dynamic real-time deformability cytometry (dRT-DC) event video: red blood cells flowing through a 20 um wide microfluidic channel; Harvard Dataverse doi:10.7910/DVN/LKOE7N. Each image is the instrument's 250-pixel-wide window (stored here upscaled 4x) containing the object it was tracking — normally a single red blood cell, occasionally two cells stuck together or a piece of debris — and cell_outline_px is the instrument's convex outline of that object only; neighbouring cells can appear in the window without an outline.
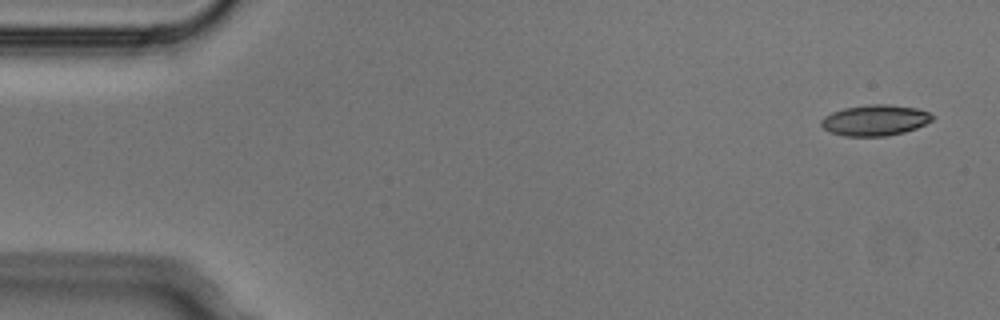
{"species": "Egyptian fruit bat (a non-hibernating species)", "species_latin": "Rousettus aegyptiacus", "temperature_condition": "cold", "stored_images_in_passage": 4, "camera_frame_rate_fps": 3000, "um_per_image_px": 0.085, "animal": {"sex": "male"}, "frame": {"image": 1, "passage_image": 1, "time_ms": 0.0, "image_size_px": [1000, 320], "cell_outline_px": [[936, 116], [932, 120], [916, 128], [904, 132], [884, 136], [844, 136], [832, 132], [824, 128], [820, 124], [820, 120], [824, 116], [832, 112], [844, 108], [868, 104], [888, 104], [916, 108], [928, 112]], "centroid_in_image_um": [74.37, 10.21], "position_along_channel_um": 10.6, "area_um2": 19.94}}
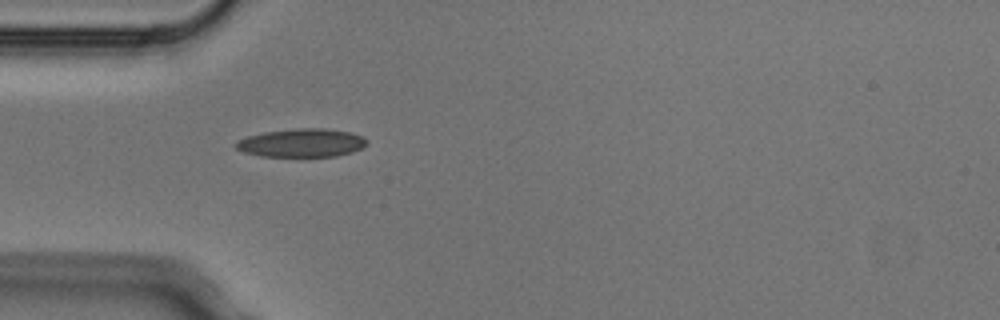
{"frame": {"image": 2, "passage_image": 4, "time_ms": 1.0, "image_size_px": [1000, 320], "cell_outline_px": [[368, 144], [352, 152], [336, 156], [260, 156], [244, 152], [236, 148], [232, 144], [236, 140], [248, 136], [264, 132], [296, 128], [324, 128], [352, 132], [364, 136], [368, 140]], "centroid_in_image_um": [25.65, 12.13], "position_along_channel_um": 59.4, "area_um2": 21.85}}